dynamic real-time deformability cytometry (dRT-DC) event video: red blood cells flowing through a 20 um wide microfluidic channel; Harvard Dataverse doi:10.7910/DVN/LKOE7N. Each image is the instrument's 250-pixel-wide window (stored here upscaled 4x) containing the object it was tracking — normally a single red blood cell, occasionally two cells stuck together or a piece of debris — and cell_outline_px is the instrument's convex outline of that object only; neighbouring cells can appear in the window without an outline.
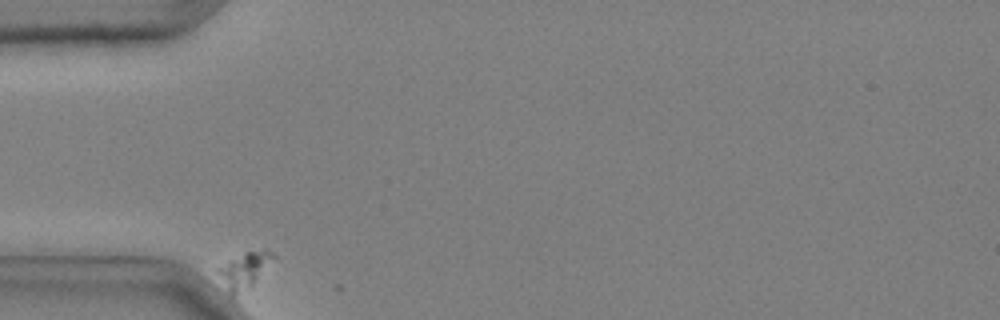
{"species": "common noctule bat (a hibernating species)", "species_latin": "Nyctalus noctula", "temperature_condition": "cold", "stored_images_in_passage": 38, "camera_frame_rate_fps": 3000, "um_per_image_px": 0.085, "animal": {"sex": "male", "body_mass_g": 20.4}, "frame": {"image": 1, "passage_image": 1, "time_ms": 0.0, "image_size_px": [1000, 320], "cell_outline_px": [[276, 256], [252, 288], [232, 296], [228, 292], [216, 272], [216, 268], [244, 252], [276, 252]], "centroid_in_image_um": [20.76, 23.02], "position_along_channel_um": 64.2, "area_um2": 11.44}}
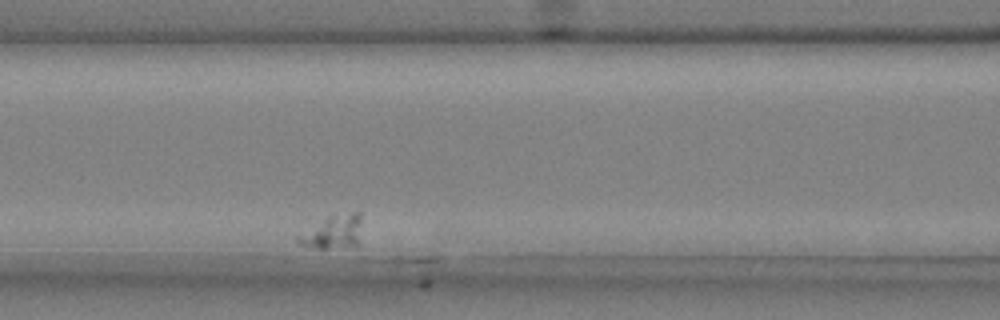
{"frame": {"image": 2, "passage_image": 11, "time_ms": 3.333, "image_size_px": [1000, 320], "cell_outline_px": [[360, 220], [356, 244], [324, 248], [316, 248], [300, 244], [296, 240], [296, 236], [328, 216], [352, 212], [360, 212]], "centroid_in_image_um": [28.24, 19.69], "position_along_channel_um": 138.4, "area_um2": 11.73}}
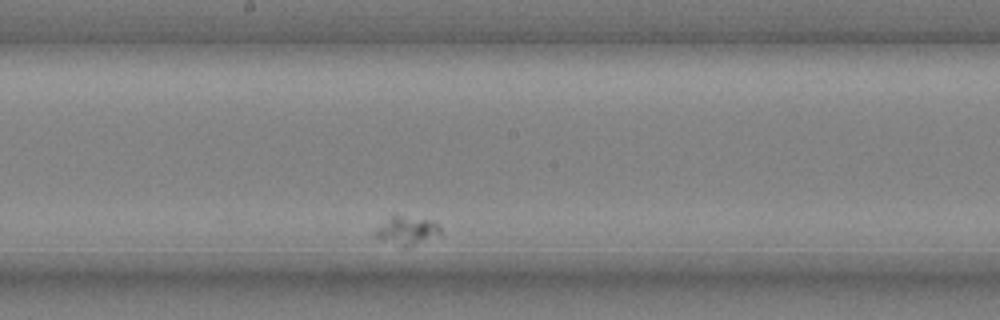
{"frame": {"image": 3, "passage_image": 20, "time_ms": 6.333, "image_size_px": [1000, 320], "cell_outline_px": [[440, 236], [408, 248], [404, 248], [376, 236], [372, 232], [392, 216], [400, 216], [428, 220], [436, 224], [440, 228]], "centroid_in_image_um": [34.62, 19.65], "position_along_channel_um": 213.6, "area_um2": 10.52}}